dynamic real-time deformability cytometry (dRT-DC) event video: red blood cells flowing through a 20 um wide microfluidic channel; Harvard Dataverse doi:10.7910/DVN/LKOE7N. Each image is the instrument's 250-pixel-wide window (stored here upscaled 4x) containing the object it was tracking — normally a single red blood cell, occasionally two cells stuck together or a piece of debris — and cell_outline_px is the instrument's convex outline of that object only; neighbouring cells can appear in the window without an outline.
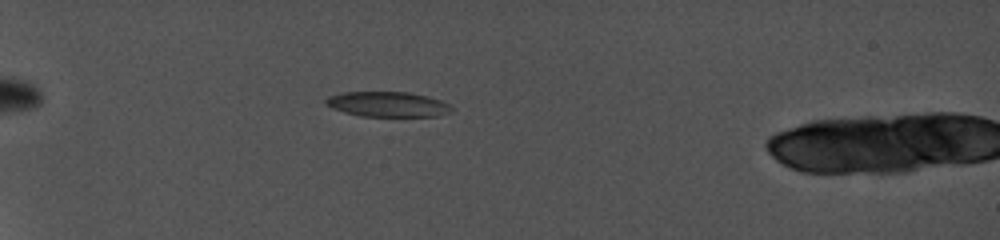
{"species": "common noctule bat (a hibernating species)", "species_latin": "Nyctalus noctula", "temperature_condition": "cold", "stored_images_in_passage": 62, "camera_frame_rate_fps": 5000, "um_per_image_px": 0.085, "animal": {"sex": "female", "body_mass_g": 19.0, "forearm_length_mm": 56.7}, "frame": {"image": 1, "passage_image": 2, "time_ms": 0.2, "image_size_px": [1000, 240], "cell_outline_px": [[456, 108], [452, 112], [440, 116], [360, 116], [344, 112], [332, 108], [324, 104], [324, 100], [328, 96], [344, 92], [408, 92], [428, 96], [440, 100]], "centroid_in_image_um": [32.98, 8.86], "position_along_channel_um": 52.0, "area_um2": 18.61}}
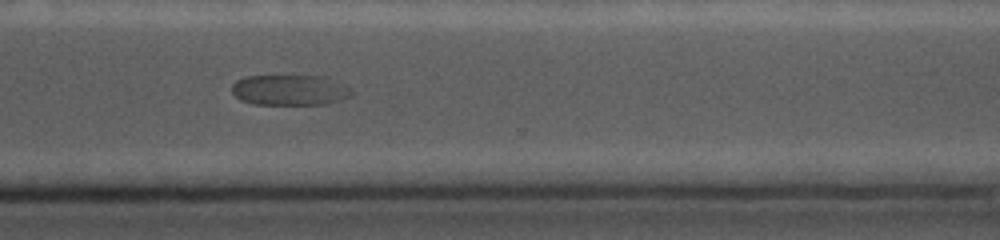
{"frame": {"image": 2, "passage_image": 50, "time_ms": 9.8, "image_size_px": [1000, 240], "cell_outline_px": [[352, 96], [328, 104], [252, 104], [240, 100], [232, 92], [232, 84], [236, 80], [244, 76], [324, 76], [348, 84], [352, 88]], "centroid_in_image_um": [24.68, 7.65], "position_along_channel_um": 345.9, "area_um2": 21.68}}
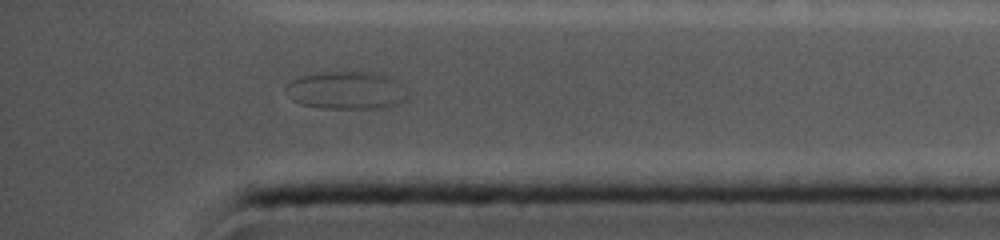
{"frame": {"image": 3, "passage_image": 58, "time_ms": 11.4, "image_size_px": [1000, 240], "cell_outline_px": [[412, 92], [408, 100], [400, 104], [384, 108], [320, 108], [300, 104], [292, 100], [284, 92], [284, 88], [292, 80], [300, 76], [340, 68], [376, 72], [392, 76], [404, 84]], "centroid_in_image_um": [29.55, 7.63], "position_along_channel_um": 405.6, "area_um2": 28.67}}